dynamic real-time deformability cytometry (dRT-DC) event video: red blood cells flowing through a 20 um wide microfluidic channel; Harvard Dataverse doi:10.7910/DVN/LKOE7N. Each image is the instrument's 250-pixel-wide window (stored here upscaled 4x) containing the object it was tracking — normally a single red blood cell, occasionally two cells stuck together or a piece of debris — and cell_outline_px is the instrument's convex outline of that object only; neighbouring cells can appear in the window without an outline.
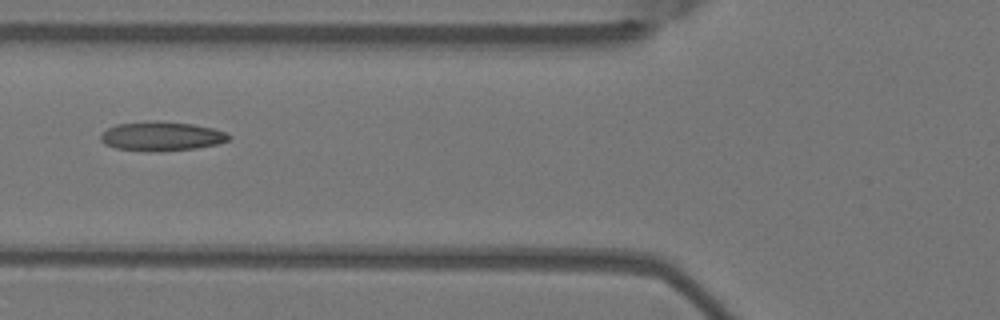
{"species": "Egyptian fruit bat (a non-hibernating species)", "species_latin": "Rousettus aegyptiacus", "temperature_condition": "warm", "stored_images_in_passage": 6, "camera_frame_rate_fps": 3000, "um_per_image_px": 0.085, "animal": {"sex": "female"}, "frame": {"image": 1, "passage_image": 6, "time_ms": 1.667, "image_size_px": [1000, 320], "cell_outline_px": [[232, 136], [228, 140], [216, 144], [196, 148], [160, 152], [144, 152], [116, 148], [104, 144], [100, 140], [100, 132], [116, 124], [152, 120], [156, 120], [192, 124], [212, 128], [224, 132]], "centroid_in_image_um": [13.66, 11.58], "position_along_channel_um": 112.1, "area_um2": 22.14}}